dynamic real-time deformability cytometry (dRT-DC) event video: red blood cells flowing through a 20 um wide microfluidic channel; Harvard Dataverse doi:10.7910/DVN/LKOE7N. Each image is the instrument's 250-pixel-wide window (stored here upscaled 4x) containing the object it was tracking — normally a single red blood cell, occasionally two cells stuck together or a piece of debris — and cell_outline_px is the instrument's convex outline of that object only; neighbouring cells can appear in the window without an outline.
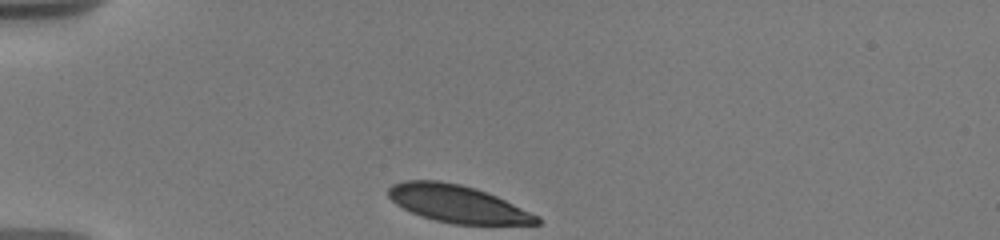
{"species": "human", "species_latin": "Homo sapiens", "temperature_condition": "warm", "stored_images_in_passage": 44, "camera_frame_rate_fps": 3000, "um_per_image_px": 0.085, "donor": {"sex": "male"}, "frame": {"image": 1, "passage_image": 1, "time_ms": 0.0, "image_size_px": [1000, 240], "cell_outline_px": [[540, 224], [452, 224], [420, 216], [396, 204], [388, 196], [388, 188], [392, 184], [404, 180], [440, 180], [460, 184], [476, 188], [496, 196], [540, 216]], "centroid_in_image_um": [38.88, 17.32], "position_along_channel_um": 46.1, "area_um2": 32.25}}
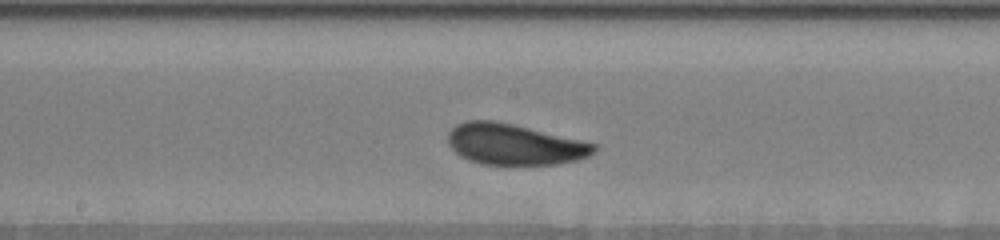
{"frame": {"image": 2, "passage_image": 17, "time_ms": 5.333, "image_size_px": [1000, 240], "cell_outline_px": [[596, 152], [580, 160], [556, 164], [520, 168], [484, 164], [468, 160], [460, 156], [448, 144], [448, 132], [456, 124], [464, 120], [492, 120], [512, 124], [580, 140], [596, 144]], "centroid_in_image_um": [43.71, 12.32], "position_along_channel_um": 204.5, "area_um2": 35.72}}
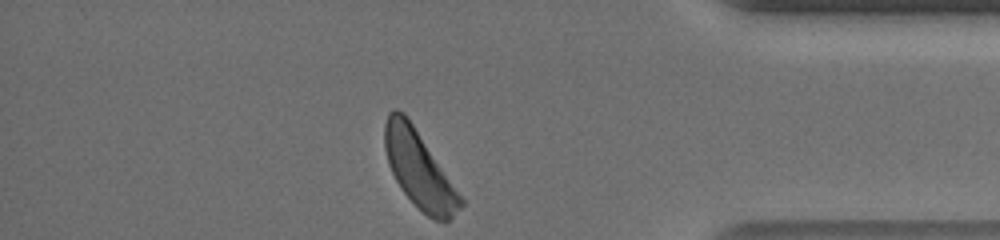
{"frame": {"image": 3, "passage_image": 43, "time_ms": 11.333, "image_size_px": [1000, 240], "cell_outline_px": [[464, 204], [444, 224], [432, 220], [404, 192], [396, 180], [388, 164], [384, 148], [384, 124], [388, 112], [396, 108], [404, 112], [464, 200]], "centroid_in_image_um": [35.6, 14.4], "position_along_channel_um": 399.6, "area_um2": 33.29}, "authors_computed_cell_mechanics": {"area_um2": 34.5933, "velocity_mm_per_s": 3.6099, "shape_relaxation_time_tau1_ms": 2.7228, "shape_relaxation_time_tau2_ms": null, "deformation_change_tau1": 0.1195, "deformation_change_tau2": null}}